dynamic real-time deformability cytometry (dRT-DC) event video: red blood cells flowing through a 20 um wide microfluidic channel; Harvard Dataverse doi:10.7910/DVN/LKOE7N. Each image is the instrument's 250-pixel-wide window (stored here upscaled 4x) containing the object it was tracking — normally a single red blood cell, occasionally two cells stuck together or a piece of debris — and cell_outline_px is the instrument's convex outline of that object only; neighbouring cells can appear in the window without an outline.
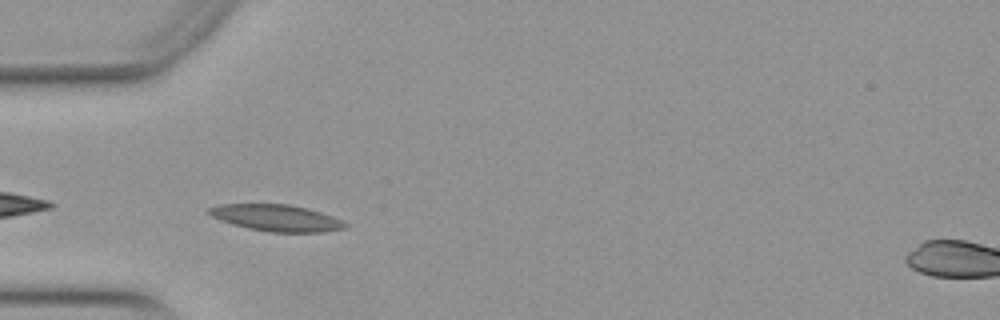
{"species": "Egyptian fruit bat (a non-hibernating species)", "species_latin": "Rousettus aegyptiacus", "temperature_condition": "warm", "stored_images_in_passage": 37, "camera_frame_rate_fps": 3000, "um_per_image_px": 0.085, "animal": {"sex": "female"}, "frame": {"image": 1, "passage_image": 2, "time_ms": 0.333, "image_size_px": [1000, 320], "cell_outline_px": [[348, 228], [324, 232], [268, 232], [248, 228], [232, 224], [220, 220], [204, 212], [208, 208], [220, 204], [288, 204], [308, 208], [332, 216], [348, 224]], "centroid_in_image_um": [23.48, 18.52], "position_along_channel_um": 61.5, "area_um2": 21.21}}
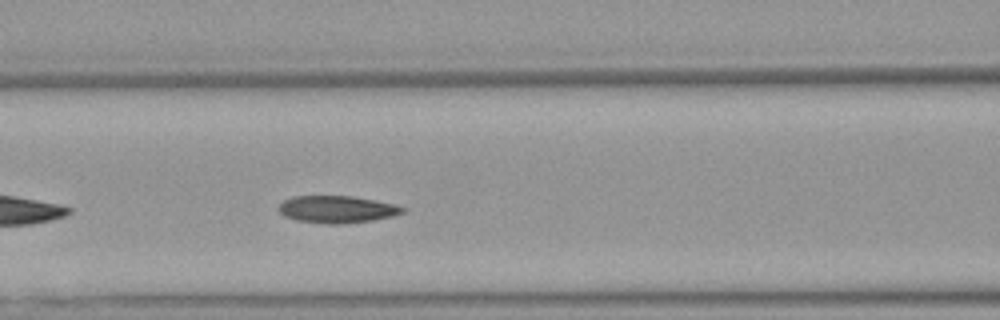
{"frame": {"image": 2, "passage_image": 8, "time_ms": 2.333, "image_size_px": [1000, 320], "cell_outline_px": [[404, 212], [392, 216], [372, 220], [344, 224], [324, 224], [296, 220], [284, 216], [276, 208], [284, 200], [292, 196], [352, 196], [396, 204], [404, 208]], "centroid_in_image_um": [28.61, 17.79], "position_along_channel_um": 138.0, "area_um2": 19.71}}
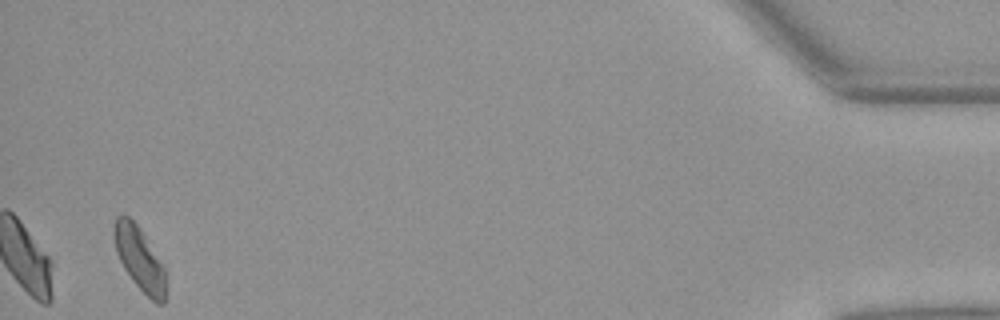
{"frame": {"image": 3, "passage_image": 36, "time_ms": 11.667, "image_size_px": [1000, 320], "cell_outline_px": [[164, 304], [156, 304], [132, 280], [124, 268], [116, 252], [112, 232], [112, 224], [116, 216], [128, 216], [140, 228], [164, 264]], "centroid_in_image_um": [11.83, 21.94], "position_along_channel_um": 423.4, "area_um2": 19.07}, "authors_computed_cell_mechanics": {"area_um2": 19.4786, "velocity_mm_per_s": 3.9512, "shape_relaxation_time_tau1_ms": 7.5563, "shape_relaxation_time_tau2_ms": 3.5905, "deformation_change_tau1": 0.1674, "deformation_change_tau2": 0.0903}}